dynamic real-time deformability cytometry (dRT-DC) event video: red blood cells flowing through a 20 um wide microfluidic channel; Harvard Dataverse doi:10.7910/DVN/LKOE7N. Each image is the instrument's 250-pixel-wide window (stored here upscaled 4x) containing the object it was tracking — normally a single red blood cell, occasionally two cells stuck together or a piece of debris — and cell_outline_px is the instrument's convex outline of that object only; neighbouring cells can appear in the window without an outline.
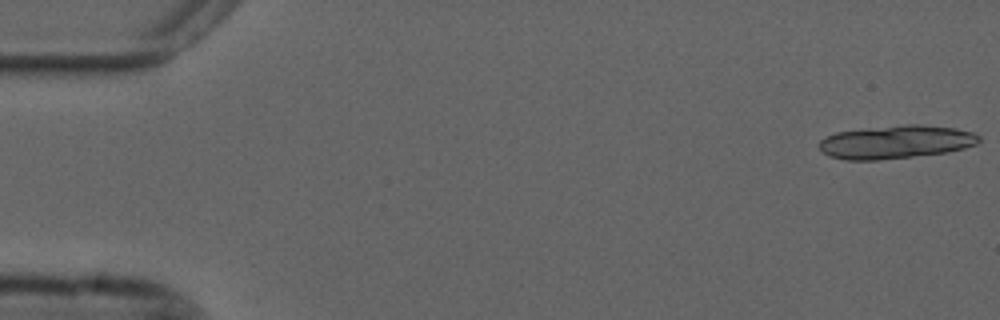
{"species": "common noctule bat (a hibernating species)", "species_latin": "Nyctalus noctula", "temperature_condition": "cold", "stored_images_in_passage": 6, "camera_frame_rate_fps": 3000, "um_per_image_px": 0.085, "animal": {"sex": "male", "forearm_length_mm": 52.5}, "frame": {"image": 1, "passage_image": 1, "time_ms": 0.0, "image_size_px": [1000, 320], "cell_outline_px": [[980, 140], [976, 144], [964, 148], [948, 152], [876, 160], [844, 160], [828, 156], [816, 144], [820, 140], [836, 132], [868, 128], [904, 124], [924, 124], [956, 128], [972, 132], [980, 136]], "centroid_in_image_um": [76.15, 12.06], "position_along_channel_um": 8.9, "area_um2": 31.04}}